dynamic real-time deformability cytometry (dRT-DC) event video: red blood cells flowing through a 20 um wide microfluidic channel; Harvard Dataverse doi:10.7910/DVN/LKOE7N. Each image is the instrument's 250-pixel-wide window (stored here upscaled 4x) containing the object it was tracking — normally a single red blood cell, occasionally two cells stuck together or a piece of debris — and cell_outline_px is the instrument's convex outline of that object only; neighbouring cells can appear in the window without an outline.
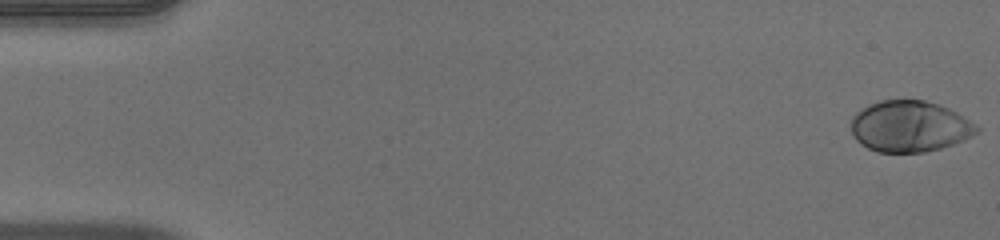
{"species": "human", "species_latin": "Homo sapiens", "temperature_condition": "warm", "stored_images_in_passage": 52, "camera_frame_rate_fps": 3000, "um_per_image_px": 0.085, "donor": {"sex": "male"}, "frame": {"image": 1, "passage_image": 1, "time_ms": 0.0, "image_size_px": [1000, 240], "cell_outline_px": [[980, 132], [964, 140], [940, 148], [924, 152], [876, 152], [860, 144], [856, 140], [852, 132], [852, 116], [860, 108], [868, 104], [880, 100], [924, 100], [940, 104], [956, 112], [980, 128]], "centroid_in_image_um": [77.3, 10.74], "position_along_channel_um": 7.7, "area_um2": 37.57}}
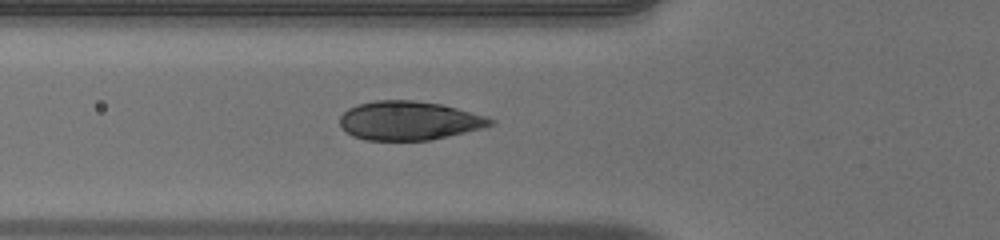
{"frame": {"image": 2, "passage_image": 19, "time_ms": 6.0, "image_size_px": [1000, 240], "cell_outline_px": [[496, 124], [484, 128], [432, 140], [364, 140], [352, 136], [344, 132], [340, 128], [340, 116], [348, 108], [356, 104], [376, 100], [412, 100], [440, 104], [488, 116], [496, 120]], "centroid_in_image_um": [34.77, 10.26], "position_along_channel_um": 91.0, "area_um2": 34.56}}
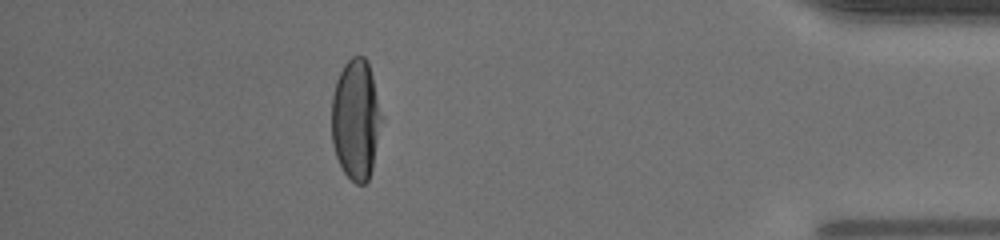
{"frame": {"image": 3, "passage_image": 46, "time_ms": 15.0, "image_size_px": [1000, 240], "cell_outline_px": [[384, 120], [372, 168], [368, 180], [364, 184], [356, 184], [344, 172], [336, 156], [332, 144], [332, 96], [336, 80], [344, 64], [352, 56], [364, 56], [368, 60], [384, 116]], "centroid_in_image_um": [30.29, 10.13], "position_along_channel_um": 404.9, "area_um2": 35.78}, "authors_computed_cell_mechanics": {"area_um2": 36.3851, "velocity_mm_per_s": 3.9861, "shape_relaxation_time_tau1_ms": 3.9584, "shape_relaxation_time_tau2_ms": null, "deformation_change_tau1": 0.2232, "deformation_change_tau2": null}}